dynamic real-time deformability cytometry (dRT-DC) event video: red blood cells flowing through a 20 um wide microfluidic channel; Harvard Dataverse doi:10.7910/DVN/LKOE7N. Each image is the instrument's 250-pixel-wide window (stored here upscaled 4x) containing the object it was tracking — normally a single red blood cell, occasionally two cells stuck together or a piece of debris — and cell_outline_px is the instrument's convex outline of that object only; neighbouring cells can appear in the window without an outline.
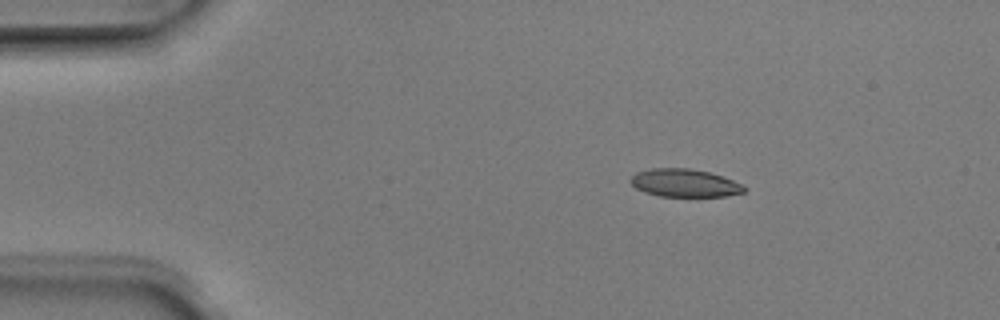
{"species": "Egyptian fruit bat (a non-hibernating species)", "species_latin": "Rousettus aegyptiacus", "temperature_condition": "room temperature", "stored_images_in_passage": 4, "camera_frame_rate_fps": 3000, "um_per_image_px": 0.085, "animal": {"sex": "male"}, "frame": {"image": 1, "passage_image": 2, "time_ms": 0.333, "image_size_px": [1000, 320], "cell_outline_px": [[748, 188], [744, 192], [724, 196], [660, 196], [644, 192], [636, 188], [628, 180], [636, 172], [652, 168], [688, 168], [708, 172], [744, 184]], "centroid_in_image_um": [58.18, 15.55], "position_along_channel_um": 26.8, "area_um2": 18.44}}
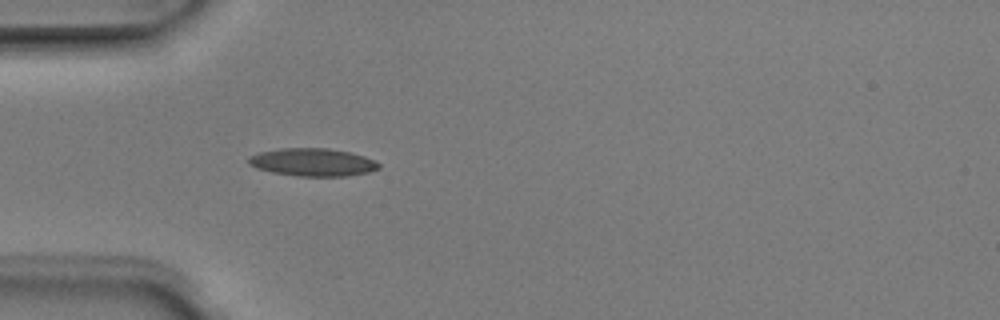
{"frame": {"image": 2, "passage_image": 4, "time_ms": 1.0, "image_size_px": [1000, 320], "cell_outline_px": [[380, 168], [368, 172], [344, 176], [296, 176], [272, 172], [256, 168], [248, 164], [248, 156], [260, 152], [280, 148], [328, 148], [348, 152], [364, 156], [380, 164]], "centroid_in_image_um": [26.53, 13.79], "position_along_channel_um": 58.5, "area_um2": 21.04}}